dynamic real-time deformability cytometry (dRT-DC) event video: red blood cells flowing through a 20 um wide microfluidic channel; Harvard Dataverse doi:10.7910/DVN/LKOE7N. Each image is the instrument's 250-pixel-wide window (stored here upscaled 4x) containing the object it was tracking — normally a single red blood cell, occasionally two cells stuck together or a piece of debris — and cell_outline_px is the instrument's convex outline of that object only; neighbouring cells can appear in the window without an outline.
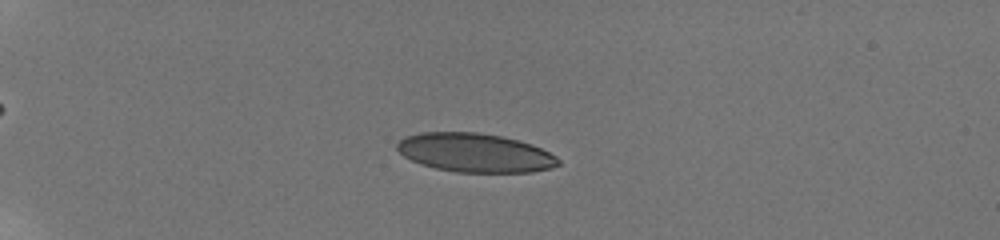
{"species": "human", "species_latin": "Homo sapiens", "temperature_condition": "room temperature", "stored_images_in_passage": 17, "camera_frame_rate_fps": 3000, "um_per_image_px": 0.085, "donor": {"sex": "male"}, "frame": {"image": 1, "passage_image": 10, "time_ms": 3.667, "image_size_px": [1000, 240], "cell_outline_px": [[560, 164], [552, 168], [532, 172], [456, 172], [436, 168], [420, 164], [404, 156], [396, 148], [396, 144], [404, 136], [420, 132], [476, 132], [500, 136], [532, 144], [556, 156], [560, 160]], "centroid_in_image_um": [40.36, 12.98], "position_along_channel_um": 44.6, "area_um2": 36.47}}